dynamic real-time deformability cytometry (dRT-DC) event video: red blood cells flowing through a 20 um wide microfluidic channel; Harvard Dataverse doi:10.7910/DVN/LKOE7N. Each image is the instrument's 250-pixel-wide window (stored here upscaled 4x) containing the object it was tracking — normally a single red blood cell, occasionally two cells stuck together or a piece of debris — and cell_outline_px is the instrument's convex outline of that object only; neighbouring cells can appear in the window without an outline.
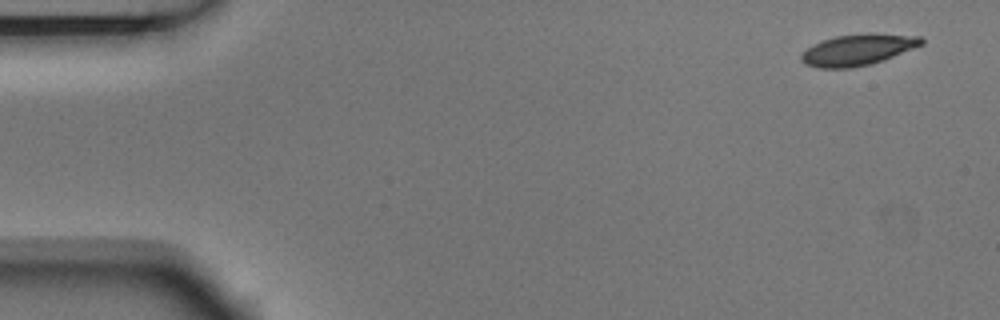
{"species": "Egyptian fruit bat (a non-hibernating species)", "species_latin": "Rousettus aegyptiacus", "temperature_condition": "room temperature", "stored_images_in_passage": 5, "camera_frame_rate_fps": 3000, "um_per_image_px": 0.085, "animal": {"sex": "male"}, "frame": {"image": 1, "passage_image": 1, "time_ms": 0.0, "image_size_px": [1000, 320], "cell_outline_px": [[924, 44], [872, 64], [852, 68], [816, 68], [804, 64], [800, 60], [800, 56], [812, 44], [836, 36], [868, 32], [872, 32], [920, 36], [924, 40]], "centroid_in_image_um": [72.92, 4.22], "position_along_channel_um": 12.1, "area_um2": 22.08}}